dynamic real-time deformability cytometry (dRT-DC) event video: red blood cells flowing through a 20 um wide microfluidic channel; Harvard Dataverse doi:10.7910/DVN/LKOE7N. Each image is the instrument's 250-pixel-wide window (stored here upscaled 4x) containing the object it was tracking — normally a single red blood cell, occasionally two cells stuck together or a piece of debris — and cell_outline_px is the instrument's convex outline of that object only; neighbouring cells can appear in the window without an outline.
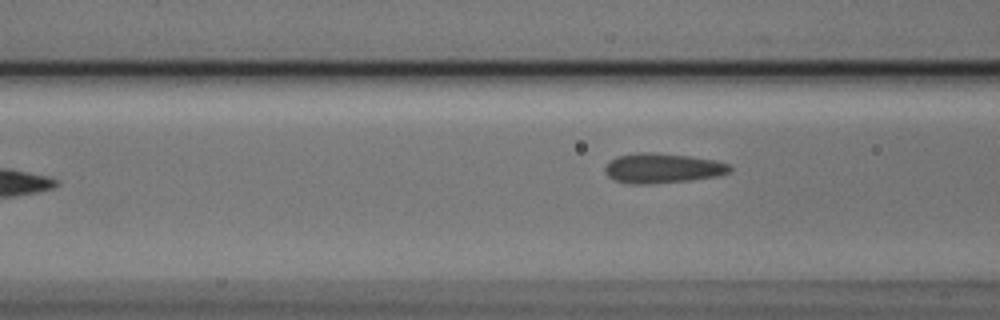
{"species": "Egyptian fruit bat (a non-hibernating species)", "species_latin": "Rousettus aegyptiacus", "temperature_condition": "cold", "stored_images_in_passage": 7, "camera_frame_rate_fps": 3000, "um_per_image_px": 0.085, "animal": {"sex": "male"}, "frame": {"image": 1, "passage_image": 7, "time_ms": 2.0, "image_size_px": [1000, 320], "cell_outline_px": [[732, 172], [720, 176], [692, 180], [652, 184], [628, 184], [612, 180], [604, 172], [604, 168], [608, 160], [616, 156], [640, 152], [648, 152], [688, 156], [716, 160], [728, 164], [732, 168]], "centroid_in_image_um": [56.29, 14.31], "position_along_channel_um": 110.3, "area_um2": 22.14}}